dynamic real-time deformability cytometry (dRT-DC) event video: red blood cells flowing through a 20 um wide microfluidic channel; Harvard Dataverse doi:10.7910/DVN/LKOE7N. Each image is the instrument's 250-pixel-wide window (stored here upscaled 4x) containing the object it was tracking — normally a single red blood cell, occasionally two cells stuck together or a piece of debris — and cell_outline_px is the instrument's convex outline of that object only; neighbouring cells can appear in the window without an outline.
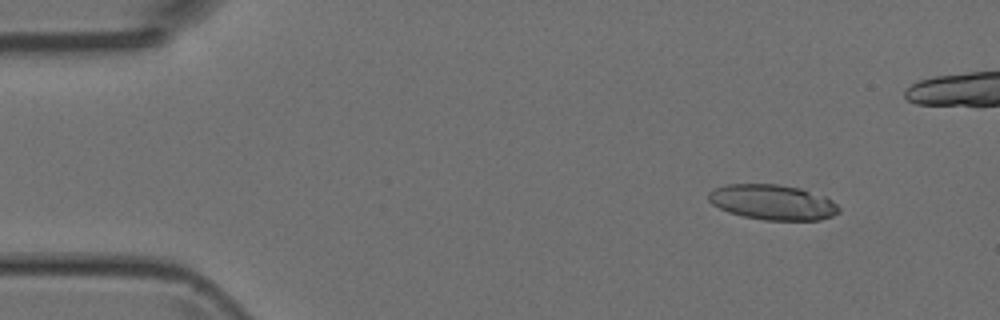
{"species": "Egyptian fruit bat (a non-hibernating species)", "species_latin": "Rousettus aegyptiacus", "temperature_condition": "room temperature", "stored_images_in_passage": 43, "camera_frame_rate_fps": 3000, "um_per_image_px": 0.085, "animal": {"sex": "female"}, "frame": {"image": 1, "passage_image": 5, "time_ms": 1.333, "image_size_px": [1000, 320], "cell_outline_px": [[840, 212], [832, 216], [820, 220], [764, 220], [744, 216], [728, 212], [712, 204], [708, 200], [708, 192], [716, 188], [728, 184], [776, 184], [800, 188], [824, 196], [832, 200], [840, 208]], "centroid_in_image_um": [65.68, 17.19], "position_along_channel_um": 19.3, "area_um2": 26.7}}